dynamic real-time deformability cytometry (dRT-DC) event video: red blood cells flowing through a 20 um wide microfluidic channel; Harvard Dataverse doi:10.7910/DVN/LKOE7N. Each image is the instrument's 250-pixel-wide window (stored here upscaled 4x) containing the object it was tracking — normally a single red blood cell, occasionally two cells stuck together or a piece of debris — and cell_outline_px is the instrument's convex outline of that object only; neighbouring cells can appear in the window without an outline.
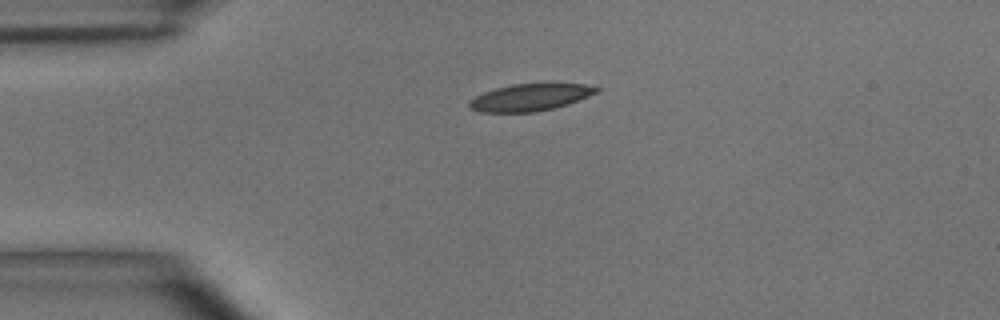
{"species": "common noctule bat (a hibernating species)", "species_latin": "Nyctalus noctula", "temperature_condition": "room temperature", "stored_images_in_passage": 4, "camera_frame_rate_fps": 3000, "um_per_image_px": 0.085, "animal": {"sex": "male", "body_mass_g": 15.6}, "frame": {"image": 1, "passage_image": 4, "time_ms": 1.0, "image_size_px": [1000, 320], "cell_outline_px": [[600, 92], [568, 104], [536, 112], [480, 112], [472, 108], [468, 104], [476, 96], [484, 92], [496, 88], [512, 84], [584, 84], [600, 88]], "centroid_in_image_um": [45.1, 8.27], "position_along_channel_um": 39.9, "area_um2": 19.77}}